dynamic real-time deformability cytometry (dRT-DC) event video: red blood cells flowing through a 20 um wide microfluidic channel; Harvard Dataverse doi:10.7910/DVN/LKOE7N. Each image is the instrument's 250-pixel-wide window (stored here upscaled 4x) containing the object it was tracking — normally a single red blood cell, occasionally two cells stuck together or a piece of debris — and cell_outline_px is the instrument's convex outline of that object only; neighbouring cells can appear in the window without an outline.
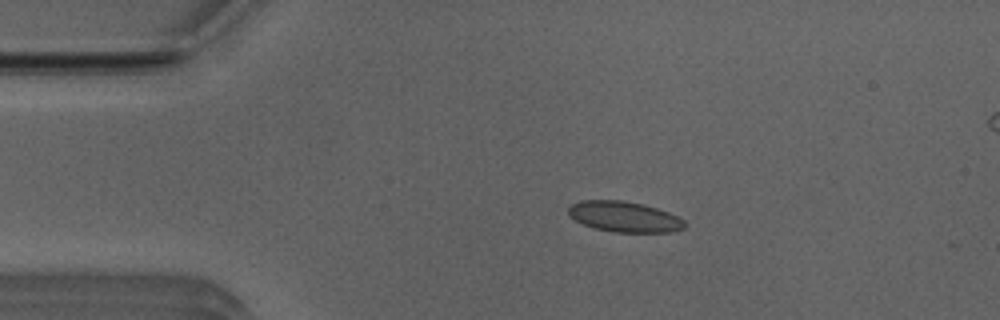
{"species": "Egyptian fruit bat (a non-hibernating species)", "species_latin": "Rousettus aegyptiacus", "temperature_condition": "room temperature", "stored_images_in_passage": 43, "camera_frame_rate_fps": 3000, "um_per_image_px": 0.085, "animal": {"sex": "male"}, "frame": {"image": 1, "passage_image": 1, "time_ms": 0.0, "image_size_px": [1000, 320], "cell_outline_px": [[688, 224], [684, 228], [672, 232], [612, 232], [596, 228], [584, 224], [568, 216], [568, 208], [572, 204], [580, 200], [620, 200], [644, 204], [668, 212], [684, 220]], "centroid_in_image_um": [53.07, 18.42], "position_along_channel_um": 31.9, "area_um2": 20.75}}
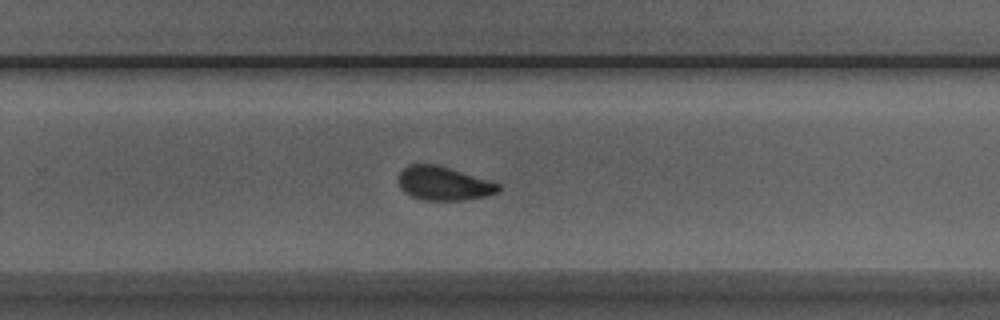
{"frame": {"image": 2, "passage_image": 24, "time_ms": 7.667, "image_size_px": [1000, 320], "cell_outline_px": [[500, 192], [488, 196], [464, 200], [424, 200], [412, 196], [404, 192], [400, 188], [396, 180], [400, 172], [408, 164], [436, 164], [500, 184]], "centroid_in_image_um": [37.68, 15.6], "position_along_channel_um": 292.1, "area_um2": 19.71}}
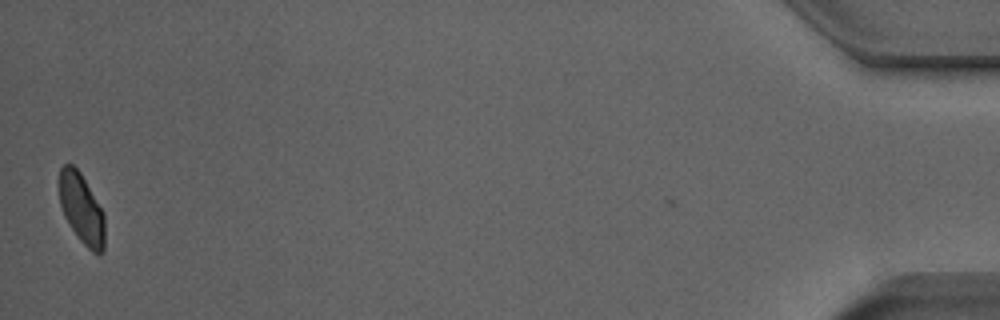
{"frame": {"image": 3, "passage_image": 42, "time_ms": 13.667, "image_size_px": [1000, 320], "cell_outline_px": [[104, 252], [100, 256], [92, 252], [80, 240], [64, 216], [60, 204], [60, 168], [64, 164], [72, 164], [80, 172], [104, 212]], "centroid_in_image_um": [6.96, 17.77], "position_along_channel_um": 428.2, "area_um2": 18.5}}